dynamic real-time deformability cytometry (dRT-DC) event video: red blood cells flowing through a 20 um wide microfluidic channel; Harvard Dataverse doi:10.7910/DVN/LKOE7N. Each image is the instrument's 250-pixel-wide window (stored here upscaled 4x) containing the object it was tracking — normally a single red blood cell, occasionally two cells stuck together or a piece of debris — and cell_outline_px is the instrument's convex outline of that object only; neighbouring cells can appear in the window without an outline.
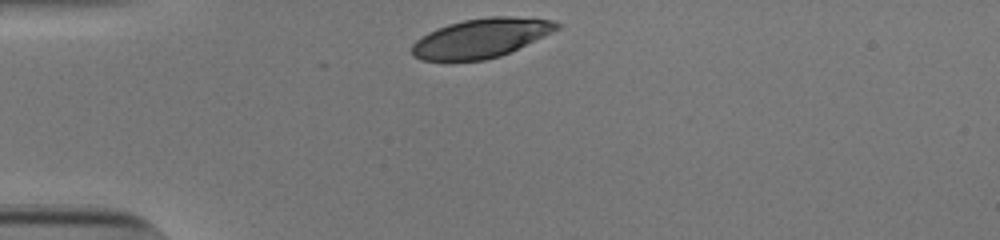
{"species": "human", "species_latin": "Homo sapiens", "temperature_condition": "cold", "stored_images_in_passage": 30, "camera_frame_rate_fps": 3000, "um_per_image_px": 0.085, "donor": {"sex": "male"}, "frame": {"image": 1, "passage_image": 1, "time_ms": 0.0, "image_size_px": [1000, 240], "cell_outline_px": [[560, 28], [544, 36], [500, 56], [484, 60], [420, 60], [412, 56], [412, 44], [416, 40], [428, 32], [436, 28], [448, 24], [464, 20], [488, 16], [512, 16], [552, 20], [560, 24]], "centroid_in_image_um": [40.86, 3.23], "position_along_channel_um": 44.1, "area_um2": 32.89}}
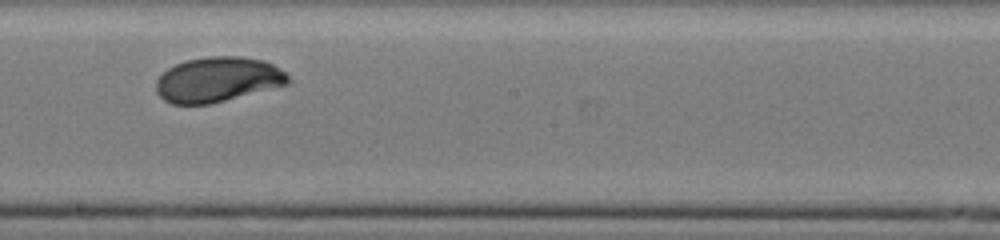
{"frame": {"image": 2, "passage_image": 18, "time_ms": 5.667, "image_size_px": [1000, 240], "cell_outline_px": [[292, 80], [288, 84], [212, 104], [172, 104], [164, 100], [156, 92], [156, 80], [168, 68], [176, 64], [188, 60], [208, 56], [240, 56], [264, 60], [272, 64], [284, 72]], "centroid_in_image_um": [18.51, 6.76], "position_along_channel_um": 229.7, "area_um2": 34.62}}
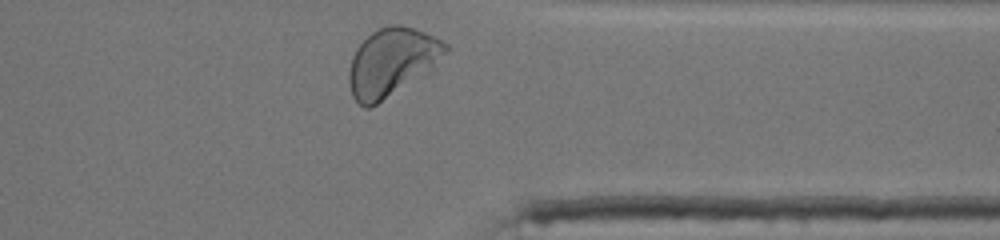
{"frame": {"image": 3, "passage_image": 30, "time_ms": 9.667, "image_size_px": [1000, 240], "cell_outline_px": [[448, 52], [428, 72], [376, 104], [368, 108], [364, 108], [352, 96], [348, 84], [348, 72], [352, 56], [356, 48], [372, 32], [388, 24], [400, 24], [436, 36], [448, 44]], "centroid_in_image_um": [33.3, 5.26], "position_along_channel_um": 378.1, "area_um2": 38.15}, "authors_computed_cell_mechanics": {"area_um2": 34.9112, "velocity_mm_per_s": 3.796, "shape_relaxation_time_tau1_ms": 3.5994, "shape_relaxation_time_tau2_ms": 0.5429, "deformation_change_tau1": 0.1688, "deformation_change_tau2": 0.0396}}